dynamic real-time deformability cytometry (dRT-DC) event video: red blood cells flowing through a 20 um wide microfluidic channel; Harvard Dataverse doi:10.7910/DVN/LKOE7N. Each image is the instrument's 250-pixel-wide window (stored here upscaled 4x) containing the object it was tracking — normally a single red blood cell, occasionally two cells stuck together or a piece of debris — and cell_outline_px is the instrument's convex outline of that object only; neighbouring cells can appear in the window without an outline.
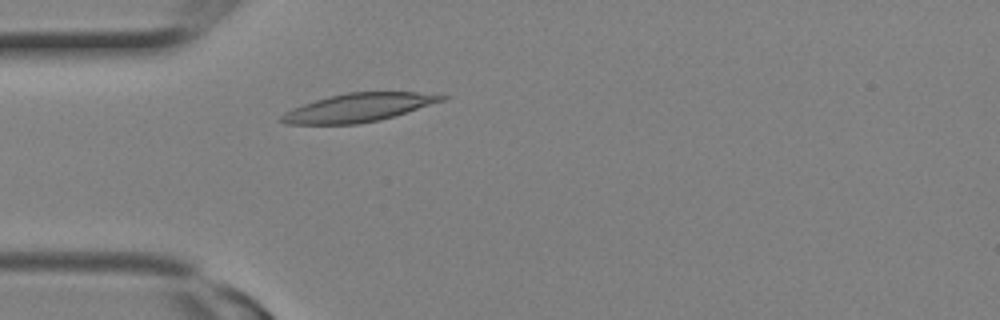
{"species": "Egyptian fruit bat (a non-hibernating species)", "species_latin": "Rousettus aegyptiacus", "temperature_condition": "room temperature", "stored_images_in_passage": 3, "camera_frame_rate_fps": 3000, "um_per_image_px": 0.085, "animal": {"sex": "female"}, "frame": {"image": 1, "passage_image": 1, "time_ms": 0.0, "image_size_px": [1000, 320], "cell_outline_px": [[448, 96], [444, 100], [380, 120], [356, 124], [284, 124], [276, 120], [284, 112], [292, 108], [328, 96], [348, 92], [416, 92]], "centroid_in_image_um": [30.38, 9.15], "position_along_channel_um": 54.6, "area_um2": 26.3}}
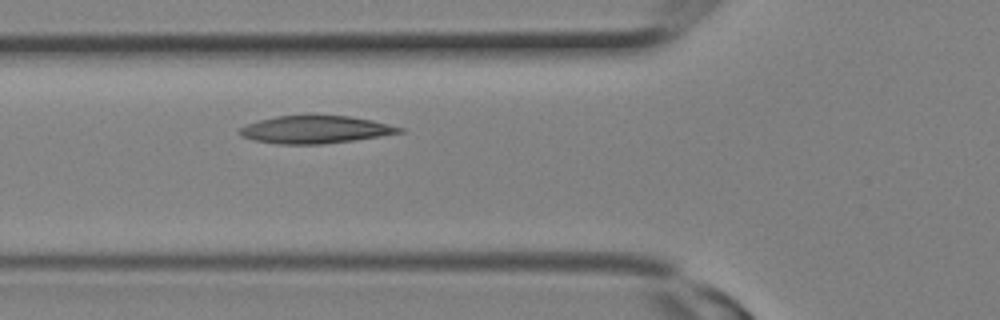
{"frame": {"image": 2, "passage_image": 3, "time_ms": 0.667, "image_size_px": [1000, 320], "cell_outline_px": [[404, 132], [380, 136], [352, 140], [320, 144], [276, 144], [252, 140], [240, 136], [240, 128], [244, 124], [276, 116], [304, 112], [348, 116], [372, 120], [404, 128]], "centroid_in_image_um": [26.75, 10.97], "position_along_channel_um": 99.1, "area_um2": 26.53}}